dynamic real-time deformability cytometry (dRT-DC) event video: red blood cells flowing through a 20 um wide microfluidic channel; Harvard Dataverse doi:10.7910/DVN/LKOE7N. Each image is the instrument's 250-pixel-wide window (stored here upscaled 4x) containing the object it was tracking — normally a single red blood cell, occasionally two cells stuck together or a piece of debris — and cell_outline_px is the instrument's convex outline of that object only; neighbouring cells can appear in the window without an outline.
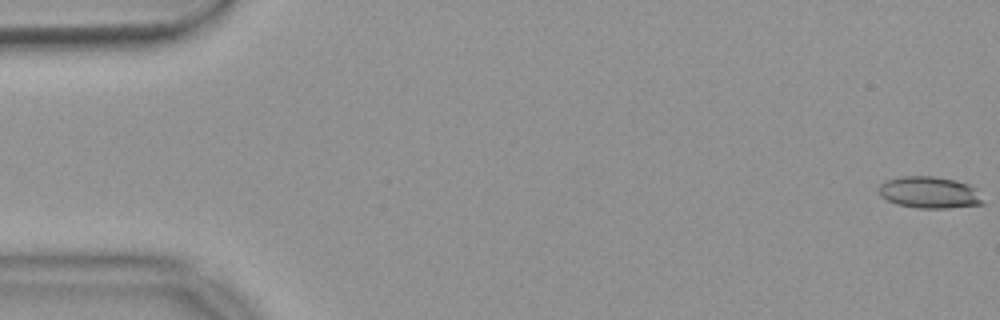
{"species": "common noctule bat (a hibernating species)", "species_latin": "Nyctalus noctula", "temperature_condition": "warm", "stored_images_in_passage": 55, "camera_frame_rate_fps": 3000, "um_per_image_px": 0.085, "animal": {"sex": "female", "body_mass_g": 18.4}, "frame": {"image": 1, "passage_image": 1, "time_ms": 0.0, "image_size_px": [1000, 320], "cell_outline_px": [[984, 204], [948, 208], [916, 208], [896, 204], [880, 196], [876, 188], [884, 180], [900, 176], [936, 176], [956, 180], [968, 184], [984, 200]], "centroid_in_image_um": [78.93, 16.35], "position_along_channel_um": 6.1, "area_um2": 19.42}}
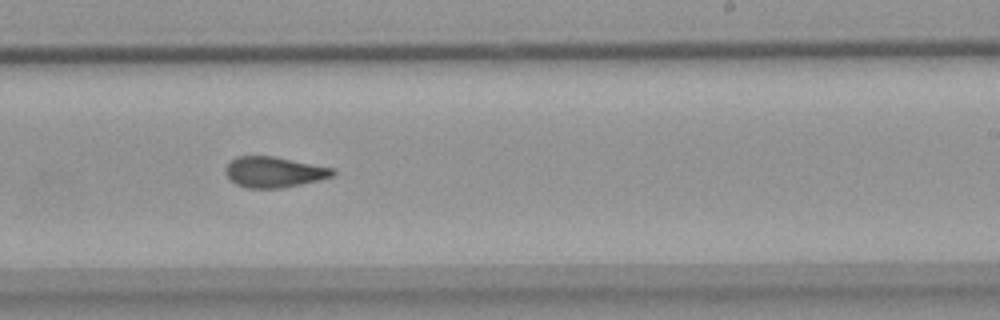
{"frame": {"image": 2, "passage_image": 34, "time_ms": 11.0, "image_size_px": [1000, 320], "cell_outline_px": [[336, 172], [332, 176], [320, 180], [280, 188], [248, 188], [236, 184], [228, 180], [224, 172], [224, 168], [236, 156], [272, 156], [336, 168]], "centroid_in_image_um": [23.27, 14.62], "position_along_channel_um": 265.7, "area_um2": 19.31}}
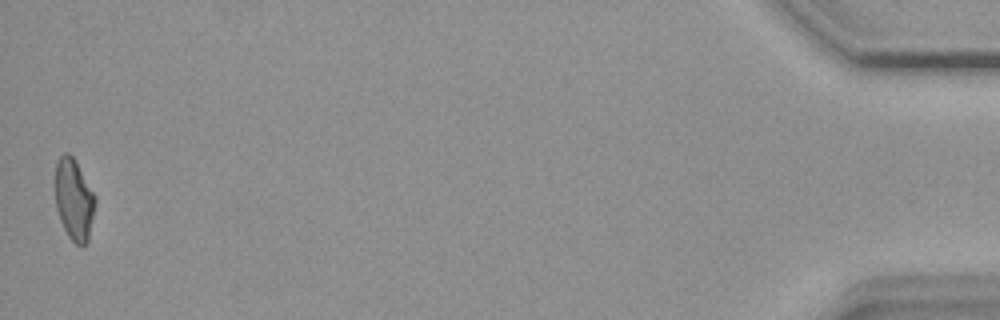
{"frame": {"image": 3, "passage_image": 55, "time_ms": 18.0, "image_size_px": [1000, 320], "cell_outline_px": [[96, 204], [88, 240], [84, 244], [76, 244], [68, 236], [60, 220], [56, 208], [56, 160], [64, 152], [68, 152], [72, 156], [96, 196]], "centroid_in_image_um": [6.29, 16.95], "position_along_channel_um": 428.9, "area_um2": 18.79}, "authors_computed_cell_mechanics": {"area_um2": 19.5364, "velocity_mm_per_s": 3.6929, "shape_relaxation_time_tau1_ms": null, "shape_relaxation_time_tau2_ms": 2.1952, "deformation_change_tau1": null, "deformation_change_tau2": 0.0831}}